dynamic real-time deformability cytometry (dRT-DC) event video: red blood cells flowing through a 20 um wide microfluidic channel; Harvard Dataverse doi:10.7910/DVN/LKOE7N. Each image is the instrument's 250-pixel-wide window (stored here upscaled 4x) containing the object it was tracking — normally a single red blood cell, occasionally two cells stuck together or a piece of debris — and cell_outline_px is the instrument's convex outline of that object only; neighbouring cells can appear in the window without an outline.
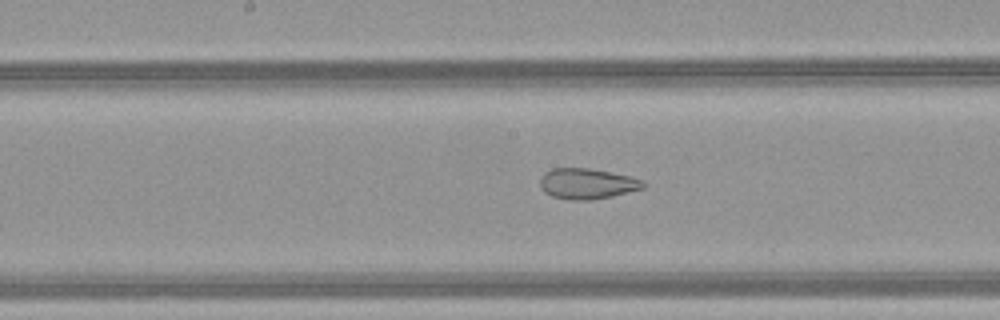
{"species": "common noctule bat (a hibernating species)", "species_latin": "Nyctalus noctula", "temperature_condition": "warm", "stored_images_in_passage": 37, "camera_frame_rate_fps": 3000, "um_per_image_px": 0.085, "animal": {"sex": "female", "body_mass_g": 21.9}, "frame": {"image": 1, "passage_image": 27, "time_ms": 8.667, "image_size_px": [1000, 320], "cell_outline_px": [[644, 188], [612, 196], [588, 200], [572, 200], [552, 196], [544, 192], [540, 184], [540, 180], [544, 172], [552, 168], [588, 168], [632, 176], [640, 180], [644, 184]], "centroid_in_image_um": [49.88, 15.61], "position_along_channel_um": 198.3, "area_um2": 18.26}}
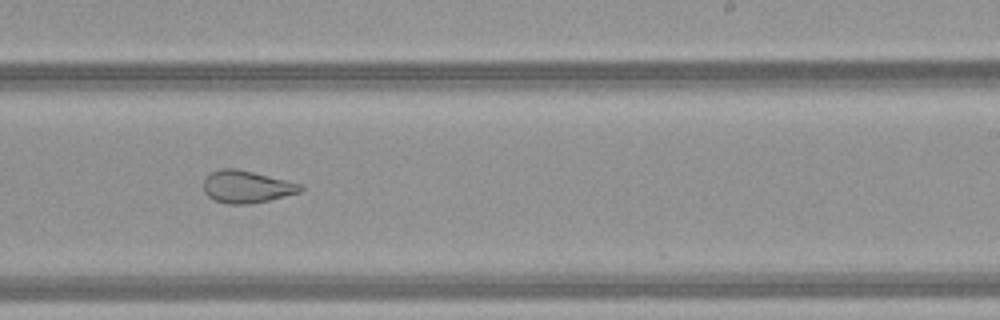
{"frame": {"image": 2, "passage_image": 32, "time_ms": 10.333, "image_size_px": [1000, 320], "cell_outline_px": [[304, 188], [300, 192], [268, 200], [248, 204], [228, 204], [216, 200], [208, 196], [204, 192], [204, 180], [212, 172], [220, 168], [236, 168], [304, 184]], "centroid_in_image_um": [20.99, 15.86], "position_along_channel_um": 268.0, "area_um2": 18.15}}